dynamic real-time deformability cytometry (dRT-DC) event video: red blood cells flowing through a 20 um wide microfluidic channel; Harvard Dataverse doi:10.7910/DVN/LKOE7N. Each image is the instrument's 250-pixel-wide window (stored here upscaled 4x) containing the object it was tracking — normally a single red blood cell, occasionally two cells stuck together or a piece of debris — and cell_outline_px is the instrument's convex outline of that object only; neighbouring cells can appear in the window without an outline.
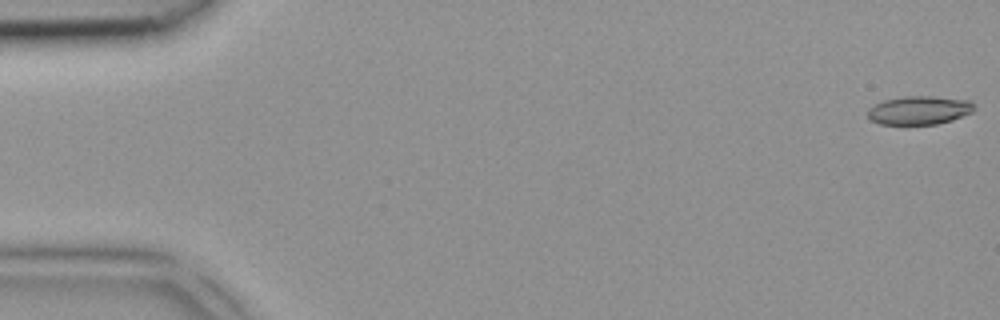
{"species": "common noctule bat (a hibernating species)", "species_latin": "Nyctalus noctula", "temperature_condition": "room temperature", "stored_images_in_passage": 4, "camera_frame_rate_fps": 3000, "um_per_image_px": 0.085, "animal": {"sex": "female", "body_mass_g": 18.4}, "frame": {"image": 1, "passage_image": 1, "time_ms": 0.0, "image_size_px": [1000, 320], "cell_outline_px": [[976, 108], [972, 112], [952, 120], [936, 124], [880, 124], [872, 120], [868, 116], [868, 108], [884, 100], [904, 96], [932, 96], [972, 100]], "centroid_in_image_um": [78.17, 9.36], "position_along_channel_um": 6.8, "area_um2": 17.74}}